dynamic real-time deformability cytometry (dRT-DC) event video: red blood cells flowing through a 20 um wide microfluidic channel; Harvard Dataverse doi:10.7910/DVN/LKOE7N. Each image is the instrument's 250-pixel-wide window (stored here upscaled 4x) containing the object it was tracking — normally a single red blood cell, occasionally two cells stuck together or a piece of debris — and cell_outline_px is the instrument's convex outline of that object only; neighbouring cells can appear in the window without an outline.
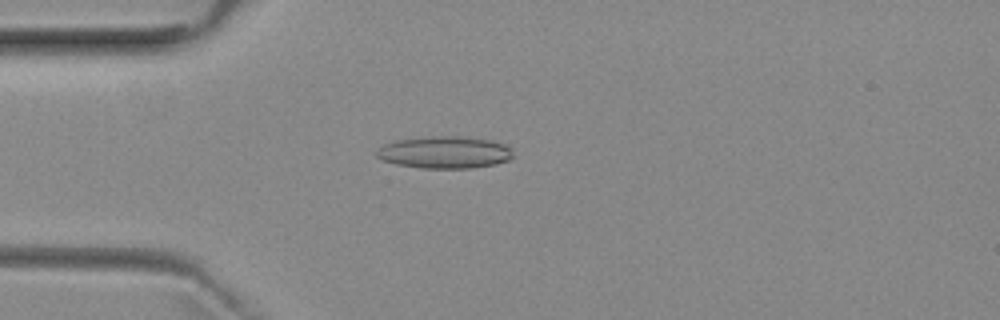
{"species": "common noctule bat (a hibernating species)", "species_latin": "Nyctalus noctula", "temperature_condition": "room temperature", "stored_images_in_passage": 52, "camera_frame_rate_fps": 3000, "um_per_image_px": 0.085, "animal": {"sex": "female", "body_mass_g": 29.2, "forearm_length_mm": 56.3}, "frame": {"image": 1, "passage_image": 14, "time_ms": 4.333, "image_size_px": [1000, 320], "cell_outline_px": [[512, 156], [508, 160], [496, 164], [472, 168], [420, 168], [396, 164], [384, 160], [376, 156], [376, 152], [384, 144], [396, 140], [432, 136], [460, 136], [488, 140], [504, 144], [512, 148]], "centroid_in_image_um": [37.8, 12.95], "position_along_channel_um": 47.2, "area_um2": 25.43}}
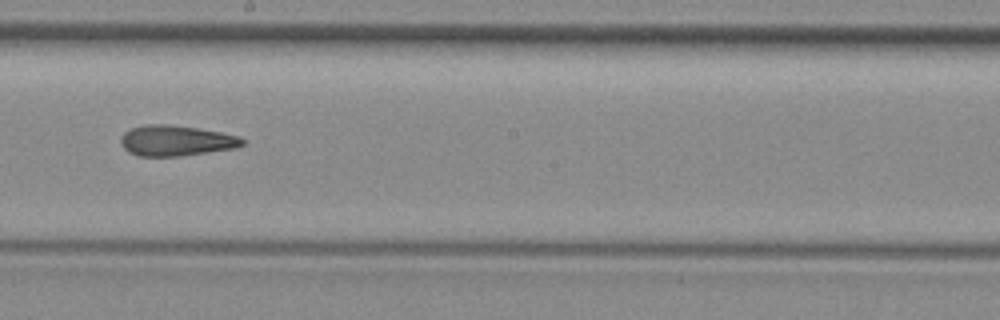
{"frame": {"image": 2, "passage_image": 29, "time_ms": 9.333, "image_size_px": [1000, 320], "cell_outline_px": [[244, 144], [236, 148], [180, 156], [136, 156], [128, 152], [124, 148], [120, 140], [124, 132], [132, 128], [144, 124], [168, 124], [196, 128], [220, 132], [240, 136], [244, 140]], "centroid_in_image_um": [14.95, 11.95], "position_along_channel_um": 233.2, "area_um2": 21.68}}
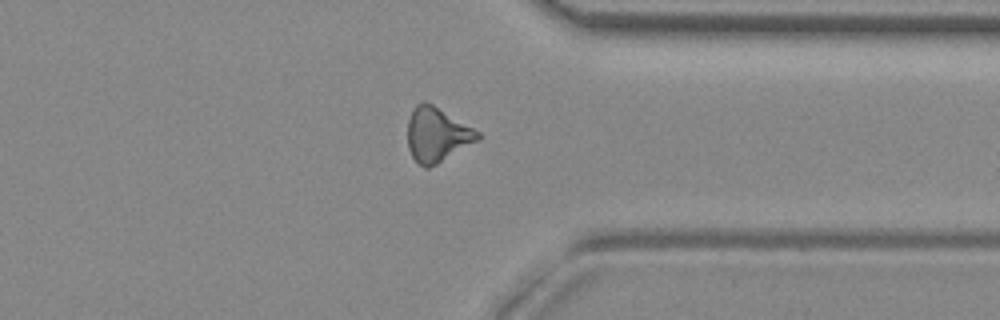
{"frame": {"image": 3, "passage_image": 40, "time_ms": 13.0, "image_size_px": [1000, 320], "cell_outline_px": [[480, 140], [436, 164], [428, 168], [424, 168], [412, 156], [408, 148], [408, 120], [416, 104], [424, 100], [432, 104], [480, 132]], "centroid_in_image_um": [37.15, 11.45], "position_along_channel_um": 374.3, "area_um2": 22.02}, "authors_computed_cell_mechanics": {"area_um2": 22.0796, "velocity_mm_per_s": 3.985, "shape_relaxation_time_tau1_ms": null, "shape_relaxation_time_tau2_ms": 4.5622, "deformation_change_tau1": null, "deformation_change_tau2": 0.1674}}